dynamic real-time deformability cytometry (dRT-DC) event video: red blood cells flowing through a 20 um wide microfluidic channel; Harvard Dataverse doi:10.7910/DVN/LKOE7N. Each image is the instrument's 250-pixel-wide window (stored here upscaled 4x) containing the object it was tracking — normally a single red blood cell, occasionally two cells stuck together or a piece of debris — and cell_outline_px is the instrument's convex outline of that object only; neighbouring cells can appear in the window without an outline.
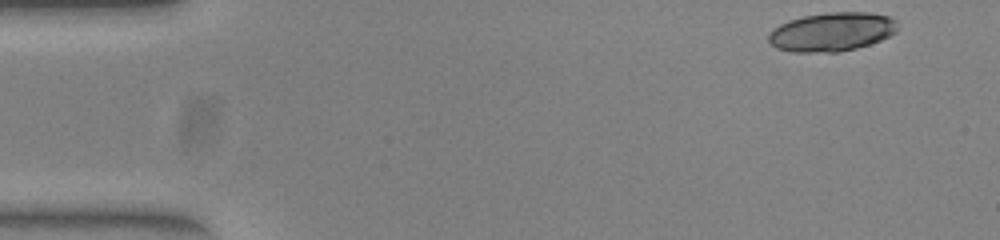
{"species": "common noctule bat (a hibernating species)", "species_latin": "Nyctalus noctula", "temperature_condition": "warm", "stored_images_in_passage": 7, "camera_frame_rate_fps": 3000, "um_per_image_px": 0.085, "animal": {"sex": "female", "body_mass_g": 23.0, "forearm_length_mm": 53.4}, "frame": {"image": 1, "passage_image": 1, "time_ms": 0.0, "image_size_px": [1000, 240], "cell_outline_px": [[896, 32], [880, 40], [856, 48], [840, 52], [792, 52], [776, 48], [768, 40], [768, 36], [780, 24], [788, 20], [804, 16], [832, 12], [868, 12], [888, 16], [896, 20]], "centroid_in_image_um": [70.71, 2.71], "position_along_channel_um": 14.3, "area_um2": 28.96}}